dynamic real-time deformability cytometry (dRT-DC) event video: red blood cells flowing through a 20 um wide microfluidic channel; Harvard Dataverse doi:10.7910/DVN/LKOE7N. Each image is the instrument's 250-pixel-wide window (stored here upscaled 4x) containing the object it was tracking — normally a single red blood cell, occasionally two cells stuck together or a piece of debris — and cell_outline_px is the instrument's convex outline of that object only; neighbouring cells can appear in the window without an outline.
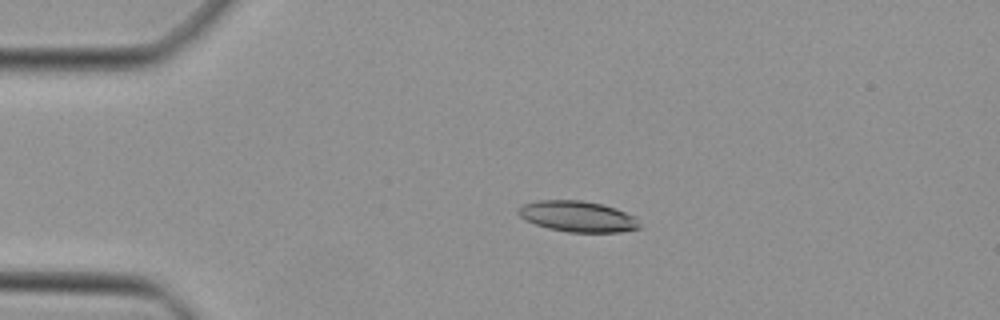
{"species": "Egyptian fruit bat (a non-hibernating species)", "species_latin": "Rousettus aegyptiacus", "temperature_condition": "cold", "stored_images_in_passage": 44, "camera_frame_rate_fps": 3000, "um_per_image_px": 0.085, "animal": {"sex": "female"}, "frame": {"image": 1, "passage_image": 7, "time_ms": 2.0, "image_size_px": [1000, 320], "cell_outline_px": [[640, 228], [620, 232], [568, 232], [548, 228], [536, 224], [520, 216], [516, 212], [516, 208], [524, 204], [540, 200], [580, 200], [600, 204], [616, 208], [632, 216], [640, 224]], "centroid_in_image_um": [49.07, 18.4], "position_along_channel_um": 35.9, "area_um2": 21.56}}
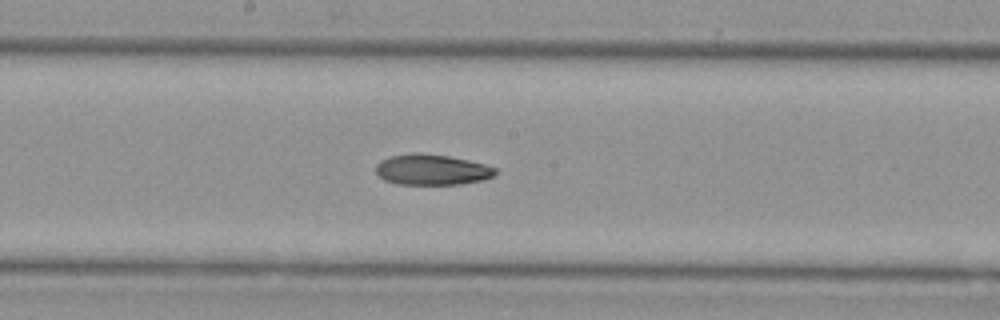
{"frame": {"image": 2, "passage_image": 22, "time_ms": 7.0, "image_size_px": [1000, 320], "cell_outline_px": [[496, 172], [492, 176], [484, 180], [460, 184], [396, 184], [384, 180], [376, 172], [376, 164], [380, 160], [388, 156], [412, 152], [420, 152], [448, 156], [468, 160], [484, 164], [496, 168]], "centroid_in_image_um": [36.67, 14.41], "position_along_channel_um": 211.5, "area_um2": 21.5}}
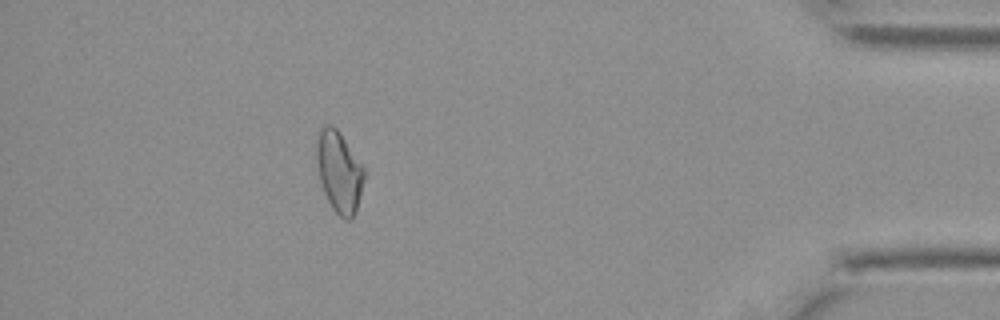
{"frame": {"image": 3, "passage_image": 39, "time_ms": 12.667, "image_size_px": [1000, 320], "cell_outline_px": [[364, 180], [356, 212], [352, 220], [344, 220], [332, 208], [324, 192], [320, 180], [316, 164], [316, 144], [320, 128], [328, 124], [332, 124], [336, 128], [364, 168]], "centroid_in_image_um": [28.81, 14.63], "position_along_channel_um": 406.4, "area_um2": 22.37}}